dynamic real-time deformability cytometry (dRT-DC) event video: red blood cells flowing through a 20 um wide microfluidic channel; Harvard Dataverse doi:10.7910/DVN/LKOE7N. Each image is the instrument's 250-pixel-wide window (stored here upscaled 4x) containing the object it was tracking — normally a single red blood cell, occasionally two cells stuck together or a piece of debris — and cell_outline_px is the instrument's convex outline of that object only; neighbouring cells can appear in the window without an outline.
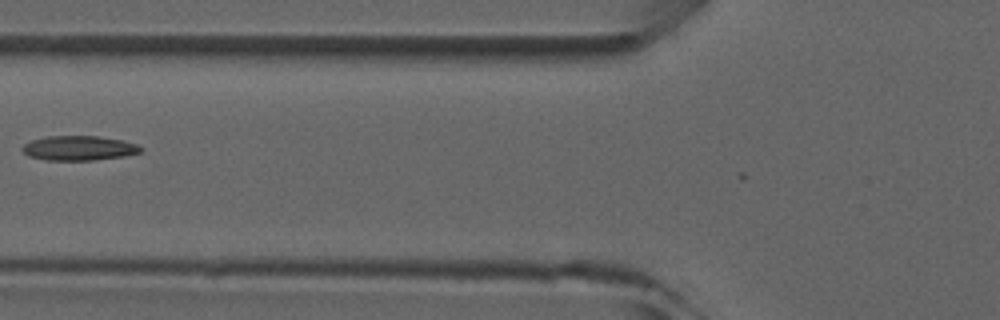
{"species": "common noctule bat (a hibernating species)", "species_latin": "Nyctalus noctula", "temperature_condition": "room temperature", "stored_images_in_passage": 6, "camera_frame_rate_fps": 3000, "um_per_image_px": 0.085, "animal": {"sex": "male", "forearm_length_mm": 52.5}, "frame": {"image": 1, "passage_image": 5, "time_ms": 5.667, "image_size_px": [1000, 320], "cell_outline_px": [[144, 148], [140, 152], [124, 156], [96, 160], [44, 160], [28, 156], [20, 148], [24, 144], [32, 140], [48, 136], [100, 136], [124, 140], [136, 144]], "centroid_in_image_um": [6.71, 12.59], "position_along_channel_um": 119.1, "area_um2": 17.11}}